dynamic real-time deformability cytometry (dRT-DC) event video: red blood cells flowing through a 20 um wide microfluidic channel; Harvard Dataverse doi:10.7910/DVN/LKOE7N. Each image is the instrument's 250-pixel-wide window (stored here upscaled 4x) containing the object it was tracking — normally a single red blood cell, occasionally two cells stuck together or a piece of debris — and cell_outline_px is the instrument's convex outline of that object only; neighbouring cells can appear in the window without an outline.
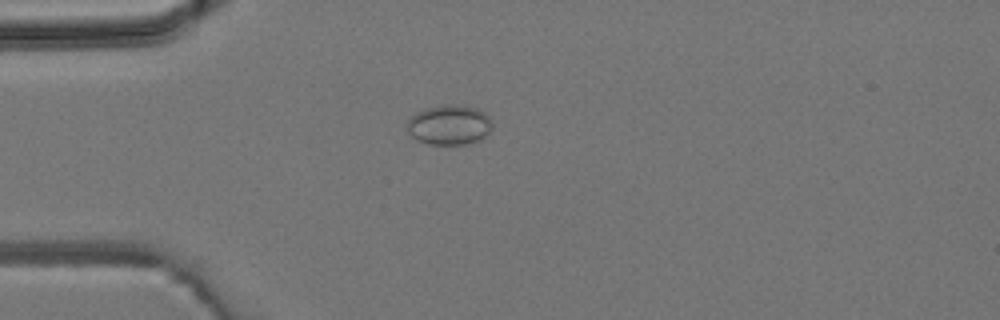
{"species": "common noctule bat (a hibernating species)", "species_latin": "Nyctalus noctula", "temperature_condition": "room temperature", "stored_images_in_passage": 4, "camera_frame_rate_fps": 3000, "um_per_image_px": 0.085, "animal": {"sex": "male", "body_mass_g": 19.2, "forearm_length_mm": 51.8}, "frame": {"image": 1, "passage_image": 2, "time_ms": 1.333, "image_size_px": [1000, 320], "cell_outline_px": [[492, 128], [480, 140], [464, 144], [428, 144], [416, 140], [408, 132], [408, 120], [416, 112], [424, 108], [448, 104], [460, 104], [476, 108], [484, 112], [488, 116], [492, 124]], "centroid_in_image_um": [38.18, 10.6], "position_along_channel_um": 46.8, "area_um2": 19.83}}
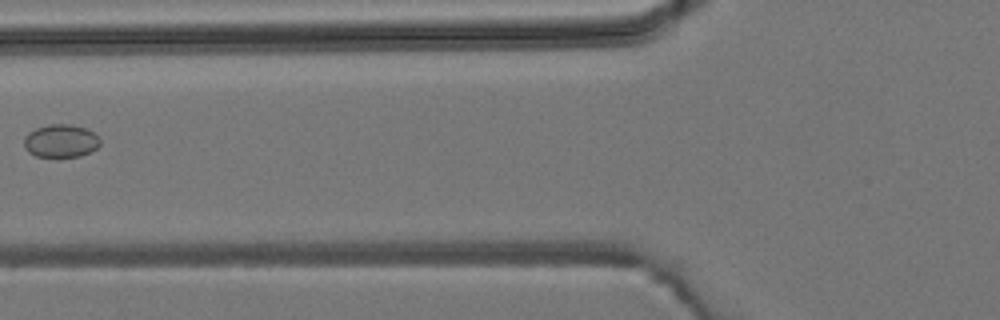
{"frame": {"image": 2, "passage_image": 4, "time_ms": 3.333, "image_size_px": [1000, 320], "cell_outline_px": [[100, 144], [96, 148], [80, 156], [36, 156], [28, 152], [24, 148], [24, 136], [28, 132], [36, 128], [48, 124], [68, 124], [84, 128], [92, 132], [100, 140]], "centroid_in_image_um": [5.12, 11.97], "position_along_channel_um": 120.7, "area_um2": 14.45}}